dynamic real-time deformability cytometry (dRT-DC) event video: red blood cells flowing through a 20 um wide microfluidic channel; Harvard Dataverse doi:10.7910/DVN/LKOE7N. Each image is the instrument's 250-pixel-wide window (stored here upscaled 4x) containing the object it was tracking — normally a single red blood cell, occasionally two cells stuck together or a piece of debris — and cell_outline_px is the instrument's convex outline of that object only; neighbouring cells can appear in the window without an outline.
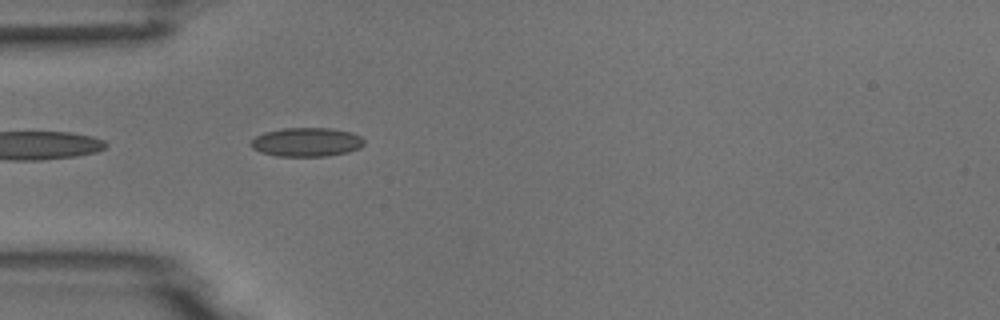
{"species": "common noctule bat (a hibernating species)", "species_latin": "Nyctalus noctula", "temperature_condition": "room temperature", "stored_images_in_passage": 1, "camera_frame_rate_fps": 3000, "um_per_image_px": 0.085, "animal": {"sex": "male", "body_mass_g": 18.8}, "frame": {"image": 1, "passage_image": 1, "time_ms": 0.0, "image_size_px": [1000, 320], "cell_outline_px": [[364, 144], [360, 148], [348, 152], [328, 156], [276, 156], [260, 152], [252, 148], [248, 144], [256, 136], [264, 132], [284, 128], [328, 128], [352, 132], [360, 136], [364, 140]], "centroid_in_image_um": [26.05, 12.08], "position_along_channel_um": 59.0, "area_um2": 19.19}}